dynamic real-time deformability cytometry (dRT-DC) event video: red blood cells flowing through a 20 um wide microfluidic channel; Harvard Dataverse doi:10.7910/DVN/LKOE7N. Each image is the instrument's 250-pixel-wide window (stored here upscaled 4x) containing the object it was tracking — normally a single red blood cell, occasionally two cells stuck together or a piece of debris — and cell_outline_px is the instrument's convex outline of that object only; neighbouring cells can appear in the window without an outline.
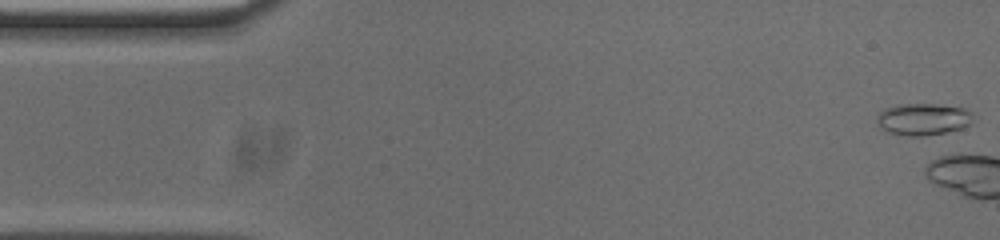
{"species": "common noctule bat (a hibernating species)", "species_latin": "Nyctalus noctula", "temperature_condition": "cold", "stored_images_in_passage": 4, "camera_frame_rate_fps": 3000, "um_per_image_px": 0.085, "animal": {"sex": "male", "body_mass_g": 20.0, "forearm_length_mm": 53.3}, "frame": {"image": 1, "passage_image": 1, "time_ms": 0.0, "image_size_px": [1000, 240], "cell_outline_px": [[972, 124], [964, 128], [924, 136], [908, 136], [888, 132], [880, 128], [876, 124], [876, 116], [884, 108], [900, 104], [936, 104], [964, 108], [972, 112]], "centroid_in_image_um": [78.45, 10.13], "position_along_channel_um": 6.6, "area_um2": 18.09}}